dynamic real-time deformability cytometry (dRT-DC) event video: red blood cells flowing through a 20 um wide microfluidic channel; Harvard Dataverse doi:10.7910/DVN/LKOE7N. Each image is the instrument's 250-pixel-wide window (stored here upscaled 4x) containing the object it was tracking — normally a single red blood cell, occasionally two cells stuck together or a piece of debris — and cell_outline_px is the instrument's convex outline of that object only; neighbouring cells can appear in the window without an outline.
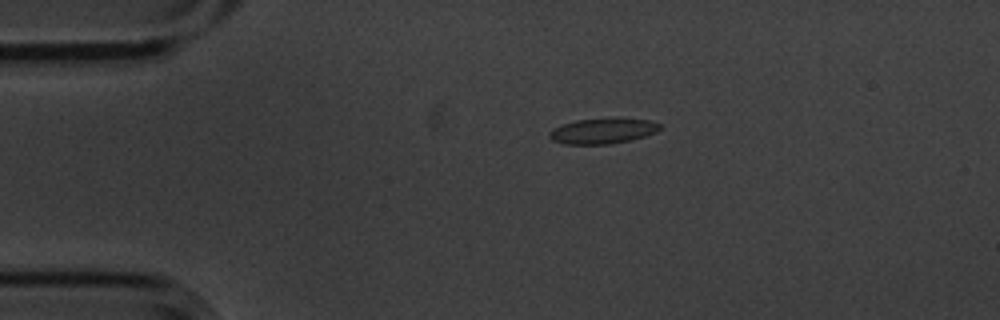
{"species": "common noctule bat (a hibernating species)", "species_latin": "Nyctalus noctula", "temperature_condition": "cold", "stored_images_in_passage": 48, "camera_frame_rate_fps": 3000, "um_per_image_px": 0.085, "animal": {"sex": "male", "body_mass_g": 20.1, "forearm_length_mm": 53.5}, "frame": {"image": 1, "passage_image": 3, "time_ms": 0.667, "image_size_px": [1000, 320], "cell_outline_px": [[660, 128], [656, 132], [632, 140], [608, 144], [564, 144], [552, 140], [548, 136], [548, 132], [552, 128], [576, 120], [616, 116], [652, 120], [660, 124]], "centroid_in_image_um": [51.25, 11.1], "position_along_channel_um": 33.7, "area_um2": 16.94}}
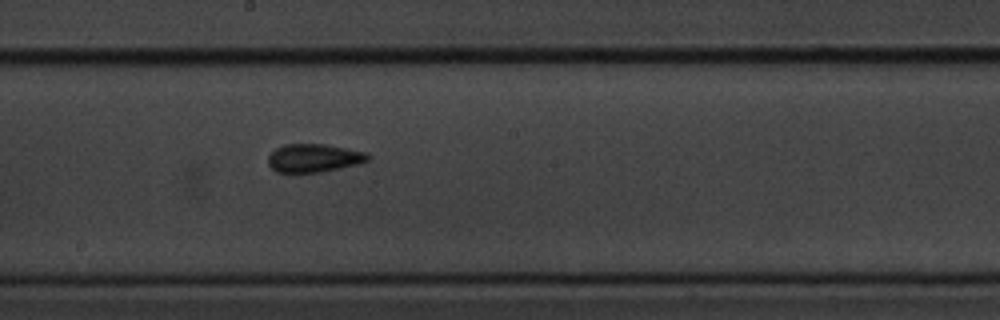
{"frame": {"image": 2, "passage_image": 22, "time_ms": 7.0, "image_size_px": [1000, 320], "cell_outline_px": [[372, 156], [368, 160], [356, 164], [340, 168], [320, 172], [276, 172], [268, 164], [268, 156], [276, 148], [284, 144], [324, 144], [348, 148], [368, 152]], "centroid_in_image_um": [26.7, 13.42], "position_along_channel_um": 221.5, "area_um2": 16.47}}
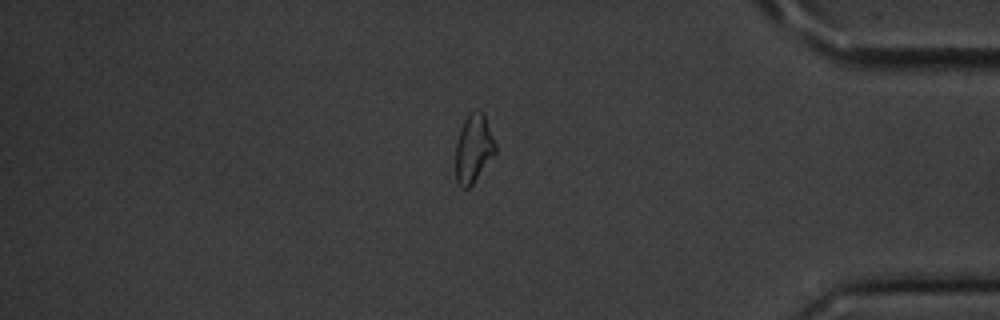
{"frame": {"image": 3, "passage_image": 39, "time_ms": 12.667, "image_size_px": [1000, 320], "cell_outline_px": [[496, 152], [472, 184], [468, 188], [460, 188], [456, 180], [456, 140], [460, 128], [464, 120], [472, 112], [484, 112], [496, 144]], "centroid_in_image_um": [40.24, 12.63], "position_along_channel_um": 395.0, "area_um2": 15.72}, "authors_computed_cell_mechanics": {"area_um2": 16.0395, "velocity_mm_per_s": 3.5704, "shape_relaxation_time_tau1_ms": 7.1379, "shape_relaxation_time_tau2_ms": 2.4964, "deformation_change_tau1": 0.1341, "deformation_change_tau2": 0.0746}}